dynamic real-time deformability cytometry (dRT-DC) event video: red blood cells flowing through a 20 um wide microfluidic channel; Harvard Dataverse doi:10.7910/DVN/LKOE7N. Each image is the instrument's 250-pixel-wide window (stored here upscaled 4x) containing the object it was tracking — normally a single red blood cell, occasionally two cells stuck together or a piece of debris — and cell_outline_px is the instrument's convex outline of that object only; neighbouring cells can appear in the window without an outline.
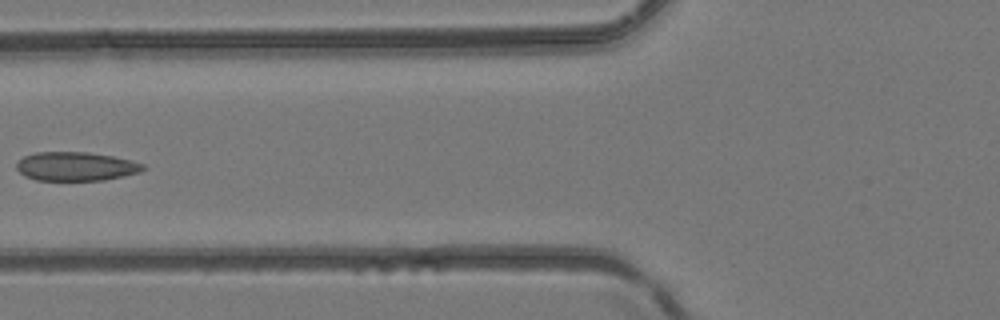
{"species": "common noctule bat (a hibernating species)", "species_latin": "Nyctalus noctula", "temperature_condition": "room temperature", "stored_images_in_passage": 4, "camera_frame_rate_fps": 3000, "um_per_image_px": 0.085, "animal": {"sex": "female", "body_mass_g": 24.6, "forearm_length_mm": 56.2}, "frame": {"image": 1, "passage_image": 4, "time_ms": 1.0, "image_size_px": [1000, 320], "cell_outline_px": [[148, 168], [140, 172], [124, 176], [104, 180], [36, 180], [24, 176], [16, 168], [16, 164], [24, 156], [36, 152], [88, 152], [112, 156], [132, 160], [144, 164]], "centroid_in_image_um": [6.48, 14.14], "position_along_channel_um": 119.3, "area_um2": 21.39}}